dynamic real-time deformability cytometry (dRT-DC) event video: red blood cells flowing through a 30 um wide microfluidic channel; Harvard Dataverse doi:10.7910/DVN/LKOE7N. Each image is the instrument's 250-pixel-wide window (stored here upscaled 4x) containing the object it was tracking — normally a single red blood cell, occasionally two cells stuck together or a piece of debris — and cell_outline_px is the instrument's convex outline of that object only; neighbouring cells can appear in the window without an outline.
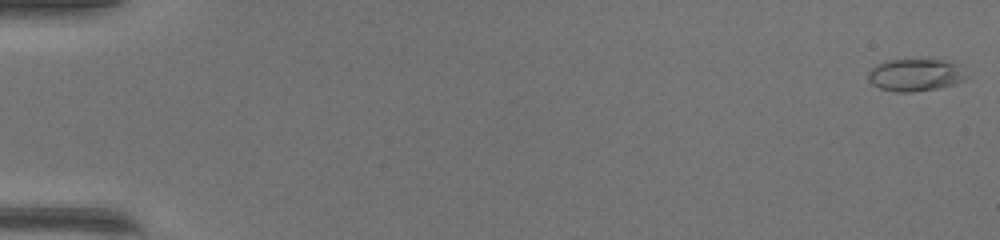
{"species": "common noctule bat (a hibernating species)", "species_latin": "Nyctalus noctula", "temperature_condition": "warm", "stored_images_in_passage": 50, "camera_frame_rate_fps": 3000, "um_per_image_px": 0.085, "animal": {"sex": "female", "body_mass_g": 17.0, "forearm_length_mm": 48.0}, "frame": {"image": 1, "passage_image": 1, "time_ms": 0.0, "image_size_px": [1000, 240], "cell_outline_px": [[968, 76], [964, 80], [952, 84], [936, 88], [912, 92], [896, 92], [880, 88], [872, 84], [868, 80], [868, 72], [872, 68], [884, 60], [948, 60], [960, 64]], "centroid_in_image_um": [77.82, 6.36], "position_along_channel_um": 7.2, "area_um2": 18.55}}
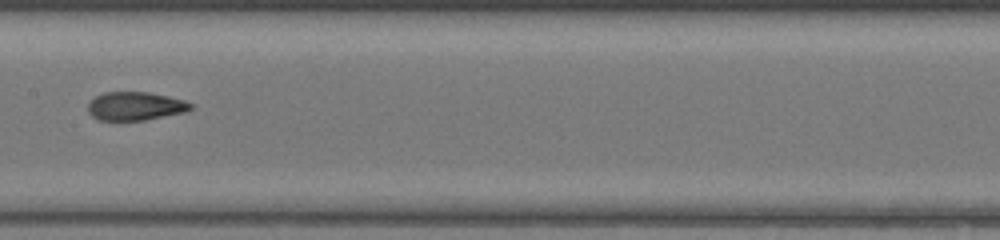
{"frame": {"image": 2, "passage_image": 27, "time_ms": 8.667, "image_size_px": [1000, 240], "cell_outline_px": [[196, 108], [184, 112], [144, 120], [100, 120], [92, 116], [88, 112], [88, 104], [96, 96], [104, 92], [148, 92], [168, 96], [184, 100], [192, 104]], "centroid_in_image_um": [11.52, 9.01], "position_along_channel_um": 195.9, "area_um2": 16.99}}
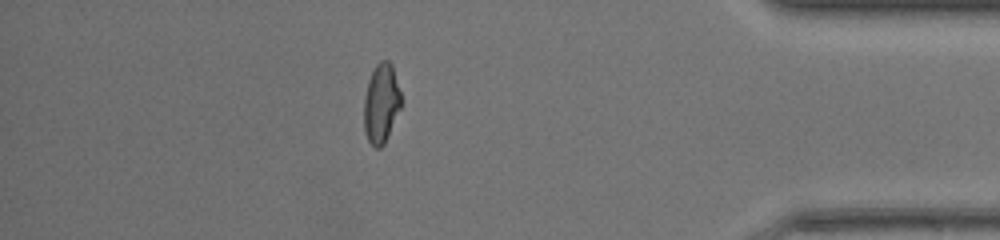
{"frame": {"image": 3, "passage_image": 44, "time_ms": 14.333, "image_size_px": [1000, 240], "cell_outline_px": [[400, 108], [384, 144], [380, 148], [376, 148], [368, 140], [364, 132], [364, 96], [368, 80], [376, 64], [380, 60], [388, 60], [392, 64], [400, 92]], "centroid_in_image_um": [32.38, 8.77], "position_along_channel_um": 402.8, "area_um2": 17.05}, "authors_computed_cell_mechanics": {"area_um2": 17.5134, "velocity_mm_per_s": 4.2934, "shape_relaxation_time_tau1_ms": null, "shape_relaxation_time_tau2_ms": 0.9999, "deformation_change_tau1": null, "deformation_change_tau2": 0.0632}}